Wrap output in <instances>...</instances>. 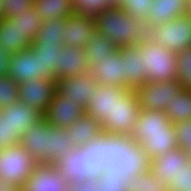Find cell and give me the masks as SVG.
I'll use <instances>...</instances> for the list:
<instances>
[{"label":"cell","instance_id":"f1b7e54d","mask_svg":"<svg viewBox=\"0 0 191 191\" xmlns=\"http://www.w3.org/2000/svg\"><path fill=\"white\" fill-rule=\"evenodd\" d=\"M32 8L43 21L68 18L75 13L72 0H35Z\"/></svg>","mask_w":191,"mask_h":191},{"label":"cell","instance_id":"d4e9b609","mask_svg":"<svg viewBox=\"0 0 191 191\" xmlns=\"http://www.w3.org/2000/svg\"><path fill=\"white\" fill-rule=\"evenodd\" d=\"M0 112L7 115L13 132H17L20 136L25 133L30 125L38 122L43 117L41 113L19 100L11 106L2 108Z\"/></svg>","mask_w":191,"mask_h":191},{"label":"cell","instance_id":"7a4b0ae2","mask_svg":"<svg viewBox=\"0 0 191 191\" xmlns=\"http://www.w3.org/2000/svg\"><path fill=\"white\" fill-rule=\"evenodd\" d=\"M96 31L118 47L150 41L151 25L128 14L120 5L112 6L95 17Z\"/></svg>","mask_w":191,"mask_h":191},{"label":"cell","instance_id":"60d3db41","mask_svg":"<svg viewBox=\"0 0 191 191\" xmlns=\"http://www.w3.org/2000/svg\"><path fill=\"white\" fill-rule=\"evenodd\" d=\"M20 135L13 132L7 115L0 112V149L18 144Z\"/></svg>","mask_w":191,"mask_h":191},{"label":"cell","instance_id":"8d00e7d4","mask_svg":"<svg viewBox=\"0 0 191 191\" xmlns=\"http://www.w3.org/2000/svg\"><path fill=\"white\" fill-rule=\"evenodd\" d=\"M13 20L16 22V25L33 40L39 28L43 25V19L36 14L32 7L21 12L19 16L13 18Z\"/></svg>","mask_w":191,"mask_h":191},{"label":"cell","instance_id":"9a60e30c","mask_svg":"<svg viewBox=\"0 0 191 191\" xmlns=\"http://www.w3.org/2000/svg\"><path fill=\"white\" fill-rule=\"evenodd\" d=\"M9 76L18 84L24 81L42 78L39 54L32 47L10 55Z\"/></svg>","mask_w":191,"mask_h":191},{"label":"cell","instance_id":"4dcf8cb0","mask_svg":"<svg viewBox=\"0 0 191 191\" xmlns=\"http://www.w3.org/2000/svg\"><path fill=\"white\" fill-rule=\"evenodd\" d=\"M168 119L174 124L191 120V89H182L165 110Z\"/></svg>","mask_w":191,"mask_h":191},{"label":"cell","instance_id":"d590c367","mask_svg":"<svg viewBox=\"0 0 191 191\" xmlns=\"http://www.w3.org/2000/svg\"><path fill=\"white\" fill-rule=\"evenodd\" d=\"M76 14L96 17L102 11L115 6L113 0H72Z\"/></svg>","mask_w":191,"mask_h":191},{"label":"cell","instance_id":"bcb514c9","mask_svg":"<svg viewBox=\"0 0 191 191\" xmlns=\"http://www.w3.org/2000/svg\"><path fill=\"white\" fill-rule=\"evenodd\" d=\"M67 191H96L95 182L87 181L80 185L71 184Z\"/></svg>","mask_w":191,"mask_h":191},{"label":"cell","instance_id":"d6a6232c","mask_svg":"<svg viewBox=\"0 0 191 191\" xmlns=\"http://www.w3.org/2000/svg\"><path fill=\"white\" fill-rule=\"evenodd\" d=\"M123 135L109 134L106 141L108 169L122 176Z\"/></svg>","mask_w":191,"mask_h":191},{"label":"cell","instance_id":"4316f807","mask_svg":"<svg viewBox=\"0 0 191 191\" xmlns=\"http://www.w3.org/2000/svg\"><path fill=\"white\" fill-rule=\"evenodd\" d=\"M66 130L70 133L74 147L91 142L102 131L100 123L85 113Z\"/></svg>","mask_w":191,"mask_h":191},{"label":"cell","instance_id":"836d02e7","mask_svg":"<svg viewBox=\"0 0 191 191\" xmlns=\"http://www.w3.org/2000/svg\"><path fill=\"white\" fill-rule=\"evenodd\" d=\"M129 187V191H169L168 184L160 181L151 170L130 178Z\"/></svg>","mask_w":191,"mask_h":191},{"label":"cell","instance_id":"f6af8a7d","mask_svg":"<svg viewBox=\"0 0 191 191\" xmlns=\"http://www.w3.org/2000/svg\"><path fill=\"white\" fill-rule=\"evenodd\" d=\"M10 55L5 47L0 46V77L9 75L8 65Z\"/></svg>","mask_w":191,"mask_h":191},{"label":"cell","instance_id":"e0dca14e","mask_svg":"<svg viewBox=\"0 0 191 191\" xmlns=\"http://www.w3.org/2000/svg\"><path fill=\"white\" fill-rule=\"evenodd\" d=\"M151 170V159L130 135H123L122 176L134 178Z\"/></svg>","mask_w":191,"mask_h":191},{"label":"cell","instance_id":"30bf717a","mask_svg":"<svg viewBox=\"0 0 191 191\" xmlns=\"http://www.w3.org/2000/svg\"><path fill=\"white\" fill-rule=\"evenodd\" d=\"M84 113L85 110L75 101L72 102L70 98H66L56 90L44 115V119L54 127L67 129Z\"/></svg>","mask_w":191,"mask_h":191},{"label":"cell","instance_id":"c3c4849f","mask_svg":"<svg viewBox=\"0 0 191 191\" xmlns=\"http://www.w3.org/2000/svg\"><path fill=\"white\" fill-rule=\"evenodd\" d=\"M3 17H4L3 4L2 0H0V19H2Z\"/></svg>","mask_w":191,"mask_h":191},{"label":"cell","instance_id":"2e32d148","mask_svg":"<svg viewBox=\"0 0 191 191\" xmlns=\"http://www.w3.org/2000/svg\"><path fill=\"white\" fill-rule=\"evenodd\" d=\"M130 136L142 146L147 157L151 160L178 148L174 125L169 127L166 132L132 133Z\"/></svg>","mask_w":191,"mask_h":191},{"label":"cell","instance_id":"603a6c76","mask_svg":"<svg viewBox=\"0 0 191 191\" xmlns=\"http://www.w3.org/2000/svg\"><path fill=\"white\" fill-rule=\"evenodd\" d=\"M90 72L99 85L122 86L123 55L118 49L111 57H105Z\"/></svg>","mask_w":191,"mask_h":191},{"label":"cell","instance_id":"5b68a950","mask_svg":"<svg viewBox=\"0 0 191 191\" xmlns=\"http://www.w3.org/2000/svg\"><path fill=\"white\" fill-rule=\"evenodd\" d=\"M140 110L136 92L128 89L115 101L110 115H106L105 121L101 124L102 132L131 135Z\"/></svg>","mask_w":191,"mask_h":191},{"label":"cell","instance_id":"3957f363","mask_svg":"<svg viewBox=\"0 0 191 191\" xmlns=\"http://www.w3.org/2000/svg\"><path fill=\"white\" fill-rule=\"evenodd\" d=\"M147 82L176 80L177 54L152 41L138 44Z\"/></svg>","mask_w":191,"mask_h":191},{"label":"cell","instance_id":"7dc6e473","mask_svg":"<svg viewBox=\"0 0 191 191\" xmlns=\"http://www.w3.org/2000/svg\"><path fill=\"white\" fill-rule=\"evenodd\" d=\"M0 191H21V188L8 180L0 178Z\"/></svg>","mask_w":191,"mask_h":191},{"label":"cell","instance_id":"ab89813d","mask_svg":"<svg viewBox=\"0 0 191 191\" xmlns=\"http://www.w3.org/2000/svg\"><path fill=\"white\" fill-rule=\"evenodd\" d=\"M153 0H123L119 5L138 20L146 21Z\"/></svg>","mask_w":191,"mask_h":191},{"label":"cell","instance_id":"8992f818","mask_svg":"<svg viewBox=\"0 0 191 191\" xmlns=\"http://www.w3.org/2000/svg\"><path fill=\"white\" fill-rule=\"evenodd\" d=\"M150 41L177 53L191 47V15L151 26Z\"/></svg>","mask_w":191,"mask_h":191},{"label":"cell","instance_id":"ee69618b","mask_svg":"<svg viewBox=\"0 0 191 191\" xmlns=\"http://www.w3.org/2000/svg\"><path fill=\"white\" fill-rule=\"evenodd\" d=\"M35 0H2L4 17L13 19L21 12L30 9Z\"/></svg>","mask_w":191,"mask_h":191},{"label":"cell","instance_id":"f546056e","mask_svg":"<svg viewBox=\"0 0 191 191\" xmlns=\"http://www.w3.org/2000/svg\"><path fill=\"white\" fill-rule=\"evenodd\" d=\"M34 51L39 54L40 73L43 77L54 78L56 64H59L60 52L63 45L54 43H33Z\"/></svg>","mask_w":191,"mask_h":191},{"label":"cell","instance_id":"44dd1931","mask_svg":"<svg viewBox=\"0 0 191 191\" xmlns=\"http://www.w3.org/2000/svg\"><path fill=\"white\" fill-rule=\"evenodd\" d=\"M87 72L89 70L86 66L84 49L63 45V49L60 52L59 64H56L54 79L80 76Z\"/></svg>","mask_w":191,"mask_h":191},{"label":"cell","instance_id":"7402d4cb","mask_svg":"<svg viewBox=\"0 0 191 191\" xmlns=\"http://www.w3.org/2000/svg\"><path fill=\"white\" fill-rule=\"evenodd\" d=\"M146 23L156 25L168 23L176 17L188 14L189 0H153Z\"/></svg>","mask_w":191,"mask_h":191},{"label":"cell","instance_id":"e575fe53","mask_svg":"<svg viewBox=\"0 0 191 191\" xmlns=\"http://www.w3.org/2000/svg\"><path fill=\"white\" fill-rule=\"evenodd\" d=\"M96 191H129L130 178L126 179L114 171L106 169L95 181Z\"/></svg>","mask_w":191,"mask_h":191},{"label":"cell","instance_id":"d6986e66","mask_svg":"<svg viewBox=\"0 0 191 191\" xmlns=\"http://www.w3.org/2000/svg\"><path fill=\"white\" fill-rule=\"evenodd\" d=\"M190 161L188 153L178 147L152 159L151 171L160 181L168 183Z\"/></svg>","mask_w":191,"mask_h":191},{"label":"cell","instance_id":"ba28073f","mask_svg":"<svg viewBox=\"0 0 191 191\" xmlns=\"http://www.w3.org/2000/svg\"><path fill=\"white\" fill-rule=\"evenodd\" d=\"M56 92V79L35 78L18 84V99L43 116Z\"/></svg>","mask_w":191,"mask_h":191},{"label":"cell","instance_id":"74e56055","mask_svg":"<svg viewBox=\"0 0 191 191\" xmlns=\"http://www.w3.org/2000/svg\"><path fill=\"white\" fill-rule=\"evenodd\" d=\"M176 80L184 89H191V47L177 53Z\"/></svg>","mask_w":191,"mask_h":191},{"label":"cell","instance_id":"277c9868","mask_svg":"<svg viewBox=\"0 0 191 191\" xmlns=\"http://www.w3.org/2000/svg\"><path fill=\"white\" fill-rule=\"evenodd\" d=\"M38 164L36 158L19 143L0 149V178L20 188Z\"/></svg>","mask_w":191,"mask_h":191},{"label":"cell","instance_id":"5bb4252c","mask_svg":"<svg viewBox=\"0 0 191 191\" xmlns=\"http://www.w3.org/2000/svg\"><path fill=\"white\" fill-rule=\"evenodd\" d=\"M107 132H100L91 142L81 146L84 152L85 172L88 181L95 182L101 173L108 169L106 163Z\"/></svg>","mask_w":191,"mask_h":191},{"label":"cell","instance_id":"83f0119b","mask_svg":"<svg viewBox=\"0 0 191 191\" xmlns=\"http://www.w3.org/2000/svg\"><path fill=\"white\" fill-rule=\"evenodd\" d=\"M173 123L168 119L165 111L140 110L133 133L166 132Z\"/></svg>","mask_w":191,"mask_h":191},{"label":"cell","instance_id":"7bdbcfd3","mask_svg":"<svg viewBox=\"0 0 191 191\" xmlns=\"http://www.w3.org/2000/svg\"><path fill=\"white\" fill-rule=\"evenodd\" d=\"M173 125L178 147L188 153L191 150V120L174 123Z\"/></svg>","mask_w":191,"mask_h":191},{"label":"cell","instance_id":"cb8c5ba5","mask_svg":"<svg viewBox=\"0 0 191 191\" xmlns=\"http://www.w3.org/2000/svg\"><path fill=\"white\" fill-rule=\"evenodd\" d=\"M34 40L24 33L13 19H0V46L5 47L10 54H14L32 46Z\"/></svg>","mask_w":191,"mask_h":191},{"label":"cell","instance_id":"ac0fdd59","mask_svg":"<svg viewBox=\"0 0 191 191\" xmlns=\"http://www.w3.org/2000/svg\"><path fill=\"white\" fill-rule=\"evenodd\" d=\"M119 50L123 55L122 86L135 91L147 82L142 56L139 55V47L137 45H130L119 47Z\"/></svg>","mask_w":191,"mask_h":191},{"label":"cell","instance_id":"f907efd6","mask_svg":"<svg viewBox=\"0 0 191 191\" xmlns=\"http://www.w3.org/2000/svg\"><path fill=\"white\" fill-rule=\"evenodd\" d=\"M116 5H119L123 0H113Z\"/></svg>","mask_w":191,"mask_h":191},{"label":"cell","instance_id":"ffe728a7","mask_svg":"<svg viewBox=\"0 0 191 191\" xmlns=\"http://www.w3.org/2000/svg\"><path fill=\"white\" fill-rule=\"evenodd\" d=\"M54 165L69 185H80L88 181L82 147L77 146L65 152L63 157Z\"/></svg>","mask_w":191,"mask_h":191},{"label":"cell","instance_id":"681fc988","mask_svg":"<svg viewBox=\"0 0 191 191\" xmlns=\"http://www.w3.org/2000/svg\"><path fill=\"white\" fill-rule=\"evenodd\" d=\"M188 14L191 15V0H189V10H188Z\"/></svg>","mask_w":191,"mask_h":191},{"label":"cell","instance_id":"816d5d0a","mask_svg":"<svg viewBox=\"0 0 191 191\" xmlns=\"http://www.w3.org/2000/svg\"><path fill=\"white\" fill-rule=\"evenodd\" d=\"M188 155L190 156V160H191V150L188 152Z\"/></svg>","mask_w":191,"mask_h":191},{"label":"cell","instance_id":"f35d334b","mask_svg":"<svg viewBox=\"0 0 191 191\" xmlns=\"http://www.w3.org/2000/svg\"><path fill=\"white\" fill-rule=\"evenodd\" d=\"M18 83L9 75L0 77V110L13 105L18 99Z\"/></svg>","mask_w":191,"mask_h":191},{"label":"cell","instance_id":"8fae6325","mask_svg":"<svg viewBox=\"0 0 191 191\" xmlns=\"http://www.w3.org/2000/svg\"><path fill=\"white\" fill-rule=\"evenodd\" d=\"M68 182L55 165L39 163L25 181L21 191H67Z\"/></svg>","mask_w":191,"mask_h":191},{"label":"cell","instance_id":"b9f144b4","mask_svg":"<svg viewBox=\"0 0 191 191\" xmlns=\"http://www.w3.org/2000/svg\"><path fill=\"white\" fill-rule=\"evenodd\" d=\"M167 184L169 191H191V161Z\"/></svg>","mask_w":191,"mask_h":191},{"label":"cell","instance_id":"7c38bea8","mask_svg":"<svg viewBox=\"0 0 191 191\" xmlns=\"http://www.w3.org/2000/svg\"><path fill=\"white\" fill-rule=\"evenodd\" d=\"M127 90L126 86L99 85L87 103L85 114L93 117L101 125L106 115H110L115 101L119 100Z\"/></svg>","mask_w":191,"mask_h":191},{"label":"cell","instance_id":"9c48e42d","mask_svg":"<svg viewBox=\"0 0 191 191\" xmlns=\"http://www.w3.org/2000/svg\"><path fill=\"white\" fill-rule=\"evenodd\" d=\"M98 86L99 83L90 71L80 76H70L56 80V90L66 98H70L72 102L75 101L84 110Z\"/></svg>","mask_w":191,"mask_h":191},{"label":"cell","instance_id":"4fadbf2b","mask_svg":"<svg viewBox=\"0 0 191 191\" xmlns=\"http://www.w3.org/2000/svg\"><path fill=\"white\" fill-rule=\"evenodd\" d=\"M94 16L78 15L74 13L65 18L63 45L85 48L90 37L96 33Z\"/></svg>","mask_w":191,"mask_h":191},{"label":"cell","instance_id":"6da1fadb","mask_svg":"<svg viewBox=\"0 0 191 191\" xmlns=\"http://www.w3.org/2000/svg\"><path fill=\"white\" fill-rule=\"evenodd\" d=\"M18 143L39 163L52 165L60 160L65 152L74 148L70 133L66 129L48 124L44 116L27 128Z\"/></svg>","mask_w":191,"mask_h":191},{"label":"cell","instance_id":"52a82bcc","mask_svg":"<svg viewBox=\"0 0 191 191\" xmlns=\"http://www.w3.org/2000/svg\"><path fill=\"white\" fill-rule=\"evenodd\" d=\"M182 89L183 87L177 80H172L145 82L135 92L141 109L165 111L174 96L181 92Z\"/></svg>","mask_w":191,"mask_h":191},{"label":"cell","instance_id":"484cf974","mask_svg":"<svg viewBox=\"0 0 191 191\" xmlns=\"http://www.w3.org/2000/svg\"><path fill=\"white\" fill-rule=\"evenodd\" d=\"M118 49L112 40L96 32L84 48L88 70L90 71L101 59L111 57Z\"/></svg>","mask_w":191,"mask_h":191},{"label":"cell","instance_id":"1f68e13d","mask_svg":"<svg viewBox=\"0 0 191 191\" xmlns=\"http://www.w3.org/2000/svg\"><path fill=\"white\" fill-rule=\"evenodd\" d=\"M64 27L65 18L43 21V25L39 28L33 43L57 42L63 45Z\"/></svg>","mask_w":191,"mask_h":191}]
</instances>
